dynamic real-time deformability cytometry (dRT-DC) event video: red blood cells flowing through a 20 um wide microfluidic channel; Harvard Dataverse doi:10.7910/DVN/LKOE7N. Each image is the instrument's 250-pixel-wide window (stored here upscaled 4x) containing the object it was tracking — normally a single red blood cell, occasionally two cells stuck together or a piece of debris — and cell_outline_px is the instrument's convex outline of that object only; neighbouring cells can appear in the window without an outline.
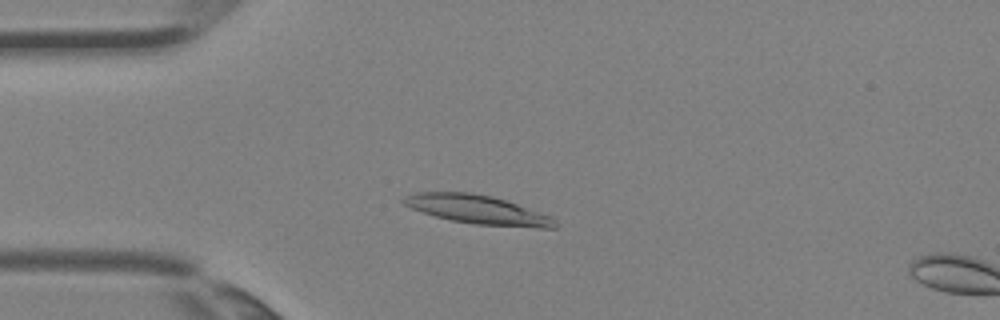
{"species": "Egyptian fruit bat (a non-hibernating species)", "species_latin": "Rousettus aegyptiacus", "temperature_condition": "room temperature", "stored_images_in_passage": 3, "camera_frame_rate_fps": 3000, "um_per_image_px": 0.085, "animal": {"sex": "female"}, "frame": {"image": 1, "passage_image": 2, "time_ms": 0.333, "image_size_px": [1000, 320], "cell_outline_px": [[556, 228], [536, 228], [476, 224], [452, 220], [436, 216], [412, 208], [404, 204], [400, 200], [416, 192], [464, 192], [492, 196], [552, 216], [556, 220]], "centroid_in_image_um": [40.64, 17.82], "position_along_channel_um": 44.4, "area_um2": 25.03}}